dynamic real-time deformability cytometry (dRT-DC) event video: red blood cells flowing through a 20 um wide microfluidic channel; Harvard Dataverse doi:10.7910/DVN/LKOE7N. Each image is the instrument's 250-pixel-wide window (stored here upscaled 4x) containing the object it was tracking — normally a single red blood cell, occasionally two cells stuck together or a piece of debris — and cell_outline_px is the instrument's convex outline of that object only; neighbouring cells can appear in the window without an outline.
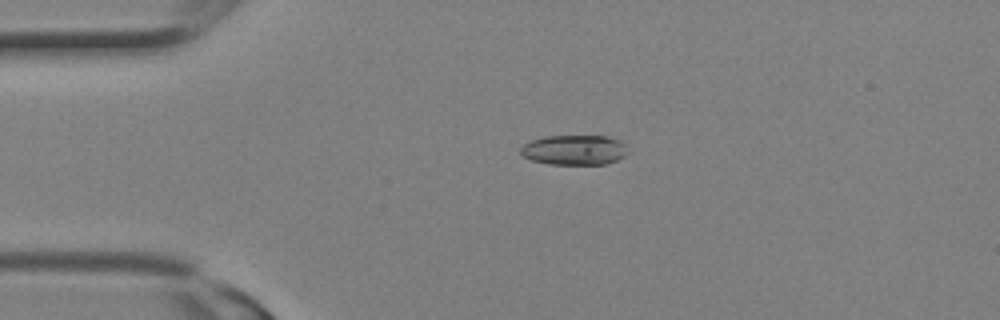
{"species": "Egyptian fruit bat (a non-hibernating species)", "species_latin": "Rousettus aegyptiacus", "temperature_condition": "room temperature", "stored_images_in_passage": 1, "camera_frame_rate_fps": 3000, "um_per_image_px": 0.085, "animal": {"sex": "female"}, "frame": {"image": 1, "passage_image": 1, "time_ms": 0.0, "image_size_px": [1000, 320], "cell_outline_px": [[624, 156], [616, 160], [604, 164], [548, 164], [532, 160], [524, 156], [520, 152], [520, 148], [528, 140], [544, 136], [608, 136], [620, 140], [624, 144]], "centroid_in_image_um": [48.75, 12.73], "position_along_channel_um": 36.2, "area_um2": 18.61}}